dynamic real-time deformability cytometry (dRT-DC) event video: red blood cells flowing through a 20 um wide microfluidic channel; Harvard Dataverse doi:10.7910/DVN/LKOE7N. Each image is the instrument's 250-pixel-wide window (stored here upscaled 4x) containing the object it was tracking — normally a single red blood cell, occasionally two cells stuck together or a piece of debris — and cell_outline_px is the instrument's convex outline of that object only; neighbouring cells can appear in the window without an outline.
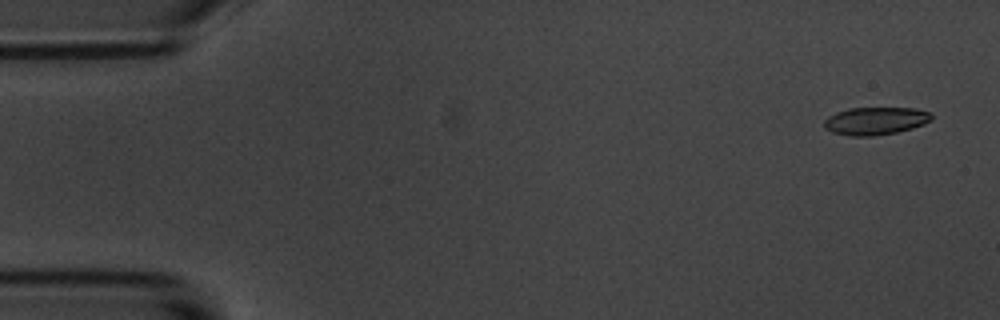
{"species": "common noctule bat (a hibernating species)", "species_latin": "Nyctalus noctula", "temperature_condition": "room temperature", "stored_images_in_passage": 56, "camera_frame_rate_fps": 3000, "um_per_image_px": 0.085, "animal": {"sex": "male", "body_mass_g": 20.1, "forearm_length_mm": 53.5}, "frame": {"image": 1, "passage_image": 1, "time_ms": 0.0, "image_size_px": [1000, 320], "cell_outline_px": [[932, 120], [924, 124], [912, 128], [896, 132], [872, 136], [848, 136], [832, 132], [824, 128], [824, 120], [828, 116], [836, 112], [848, 108], [916, 108], [928, 112], [932, 116]], "centroid_in_image_um": [74.39, 10.28], "position_along_channel_um": 10.6, "area_um2": 17.4}}
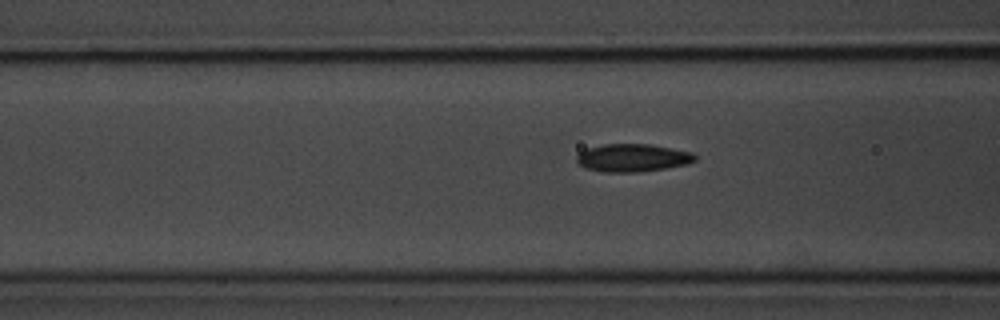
{"frame": {"image": 2, "passage_image": 20, "time_ms": 6.333, "image_size_px": [1000, 320], "cell_outline_px": [[696, 160], [688, 164], [664, 168], [636, 172], [604, 172], [584, 168], [576, 160], [576, 156], [580, 152], [588, 148], [604, 144], [648, 144], [692, 152], [696, 156]], "centroid_in_image_um": [53.76, 13.41], "position_along_channel_um": 112.8, "area_um2": 19.07}}
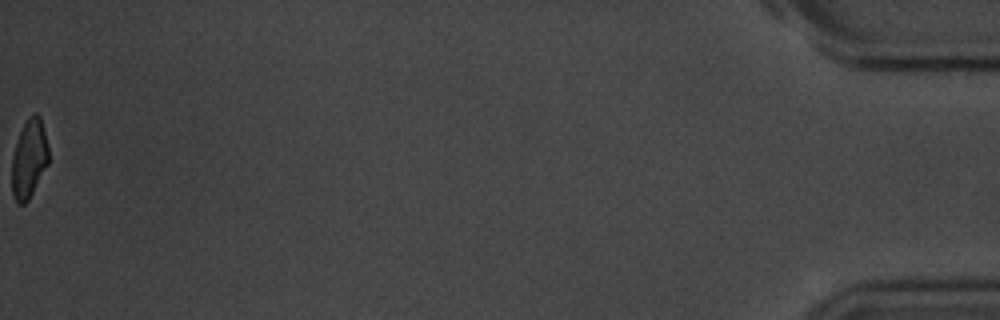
{"frame": {"image": 3, "passage_image": 56, "time_ms": 18.333, "image_size_px": [1000, 320], "cell_outline_px": [[48, 164], [28, 200], [24, 204], [16, 204], [12, 196], [12, 156], [20, 132], [28, 116], [32, 112], [36, 112], [40, 116], [48, 144]], "centroid_in_image_um": [2.47, 13.49], "position_along_channel_um": 432.7, "area_um2": 16.88}, "authors_computed_cell_mechanics": {"area_um2": 18.4093, "velocity_mm_per_s": 3.5151, "shape_relaxation_time_tau1_ms": 2.7944, "shape_relaxation_time_tau2_ms": 2.7598, "deformation_change_tau1": 0.1193, "deformation_change_tau2": 0.0844}}